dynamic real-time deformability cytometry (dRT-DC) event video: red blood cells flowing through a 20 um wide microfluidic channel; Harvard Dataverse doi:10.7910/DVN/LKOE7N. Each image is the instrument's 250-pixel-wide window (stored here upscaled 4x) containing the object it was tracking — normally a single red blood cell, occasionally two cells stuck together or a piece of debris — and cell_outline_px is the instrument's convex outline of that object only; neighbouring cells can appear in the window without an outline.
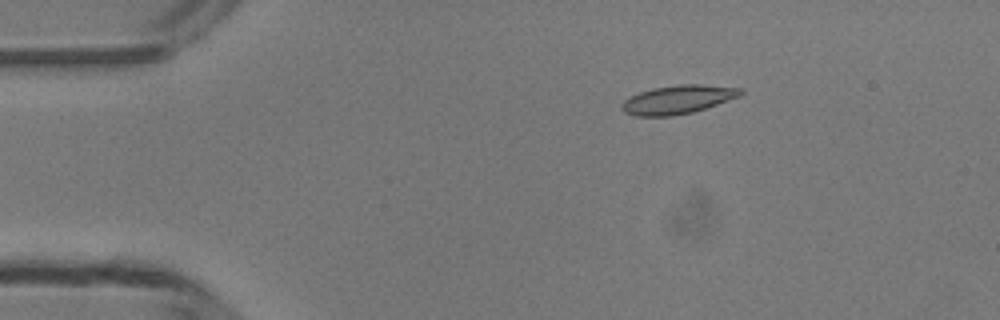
{"species": "common noctule bat (a hibernating species)", "species_latin": "Nyctalus noctula", "temperature_condition": "room temperature", "stored_images_in_passage": 42, "camera_frame_rate_fps": 3000, "um_per_image_px": 0.085, "animal": {"sex": "male", "body_mass_g": 13.3}, "frame": {"image": 1, "passage_image": 1, "time_ms": 0.0, "image_size_px": [1000, 320], "cell_outline_px": [[744, 92], [740, 96], [692, 112], [672, 116], [636, 116], [624, 112], [620, 108], [620, 104], [624, 100], [640, 92], [652, 88], [680, 84], [700, 84], [744, 88]], "centroid_in_image_um": [57.61, 8.45], "position_along_channel_um": 27.4, "area_um2": 19.77}}
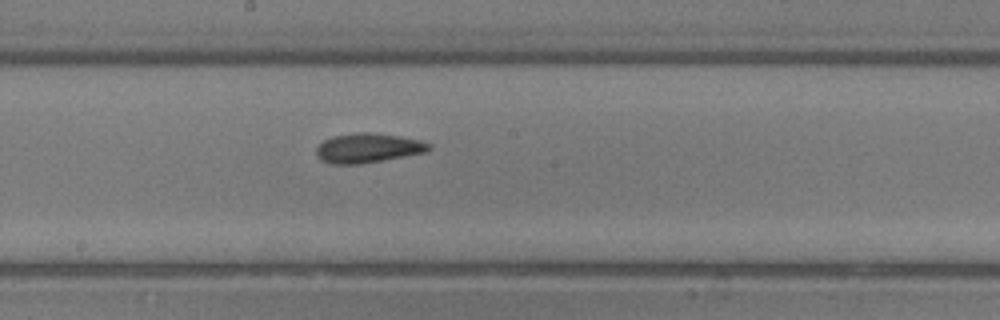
{"frame": {"image": 2, "passage_image": 19, "time_ms": 6.0, "image_size_px": [1000, 320], "cell_outline_px": [[432, 148], [428, 152], [360, 164], [332, 164], [320, 160], [316, 156], [316, 148], [324, 140], [332, 136], [356, 132], [372, 132], [400, 136], [420, 140], [432, 144]], "centroid_in_image_um": [31.29, 12.58], "position_along_channel_um": 216.9, "area_um2": 19.59}}
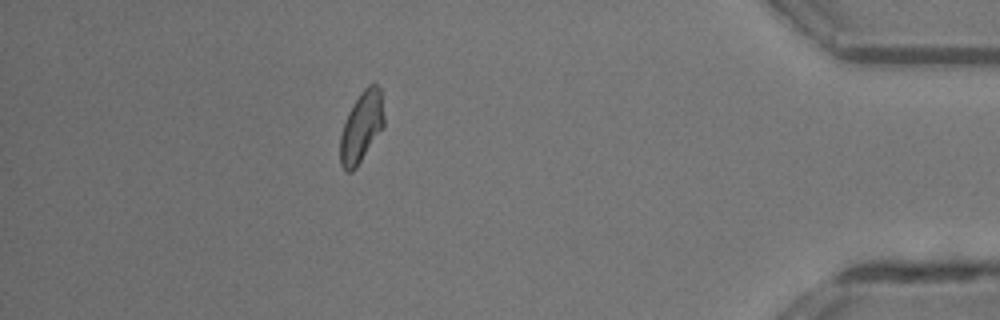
{"frame": {"image": 3, "passage_image": 36, "time_ms": 11.667, "image_size_px": [1000, 320], "cell_outline_px": [[384, 128], [356, 168], [352, 172], [348, 172], [340, 164], [340, 136], [348, 112], [360, 92], [368, 84], [376, 84], [380, 88], [384, 116]], "centroid_in_image_um": [30.73, 10.8], "position_along_channel_um": 404.5, "area_um2": 18.15}, "authors_computed_cell_mechanics": {"area_um2": 18.6116, "velocity_mm_per_s": 4.196, "shape_relaxation_time_tau1_ms": null, "shape_relaxation_time_tau2_ms": 3.4187, "deformation_change_tau1": null, "deformation_change_tau2": 0.0944}}